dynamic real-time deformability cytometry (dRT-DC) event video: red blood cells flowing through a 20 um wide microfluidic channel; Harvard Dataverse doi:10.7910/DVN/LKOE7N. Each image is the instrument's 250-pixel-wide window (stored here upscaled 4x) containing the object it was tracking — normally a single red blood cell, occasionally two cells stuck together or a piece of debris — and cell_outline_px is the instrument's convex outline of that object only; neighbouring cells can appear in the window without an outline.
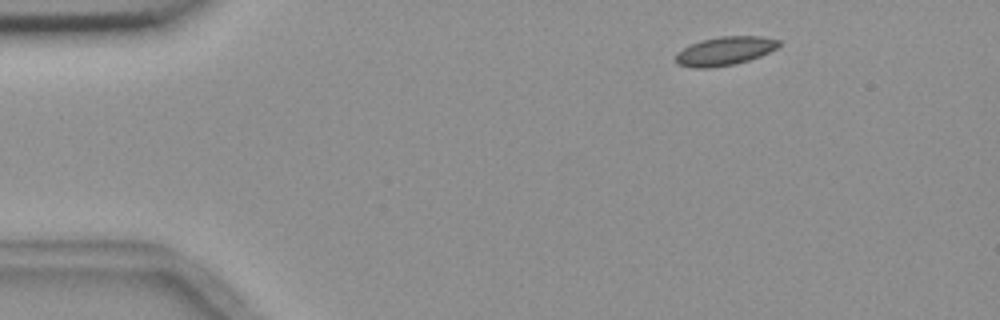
{"species": "common noctule bat (a hibernating species)", "species_latin": "Nyctalus noctula", "temperature_condition": "room temperature", "stored_images_in_passage": 7, "camera_frame_rate_fps": 3000, "um_per_image_px": 0.085, "animal": {"sex": "female", "body_mass_g": 18.4}, "frame": {"image": 1, "passage_image": 1, "time_ms": 0.0, "image_size_px": [1000, 320], "cell_outline_px": [[780, 44], [776, 48], [760, 56], [736, 64], [708, 68], [692, 68], [680, 64], [676, 60], [676, 52], [688, 44], [700, 40], [720, 36], [764, 36], [780, 40]], "centroid_in_image_um": [61.59, 4.32], "position_along_channel_um": 23.4, "area_um2": 17.34}}
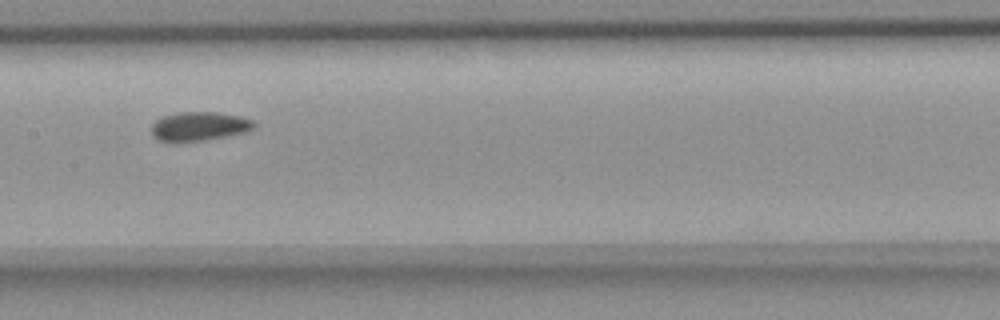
{"frame": {"image": 2, "passage_image": 6, "time_ms": 6.667, "image_size_px": [1000, 320], "cell_outline_px": [[256, 124], [252, 128], [244, 132], [204, 140], [172, 144], [160, 140], [152, 136], [152, 124], [160, 116], [180, 112], [216, 112], [240, 116], [252, 120]], "centroid_in_image_um": [16.85, 10.75], "position_along_channel_um": 190.5, "area_um2": 17.51}}
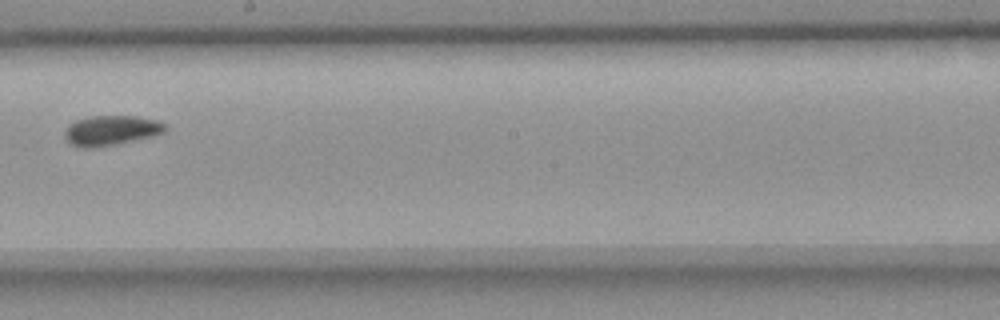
{"frame": {"image": 3, "passage_image": 7, "time_ms": 8.0, "image_size_px": [1000, 320], "cell_outline_px": [[168, 128], [164, 132], [152, 136], [92, 148], [80, 148], [72, 144], [64, 136], [64, 132], [68, 124], [76, 120], [88, 116], [136, 116], [156, 120], [168, 124]], "centroid_in_image_um": [9.44, 11.07], "position_along_channel_um": 238.8, "area_um2": 17.46}}